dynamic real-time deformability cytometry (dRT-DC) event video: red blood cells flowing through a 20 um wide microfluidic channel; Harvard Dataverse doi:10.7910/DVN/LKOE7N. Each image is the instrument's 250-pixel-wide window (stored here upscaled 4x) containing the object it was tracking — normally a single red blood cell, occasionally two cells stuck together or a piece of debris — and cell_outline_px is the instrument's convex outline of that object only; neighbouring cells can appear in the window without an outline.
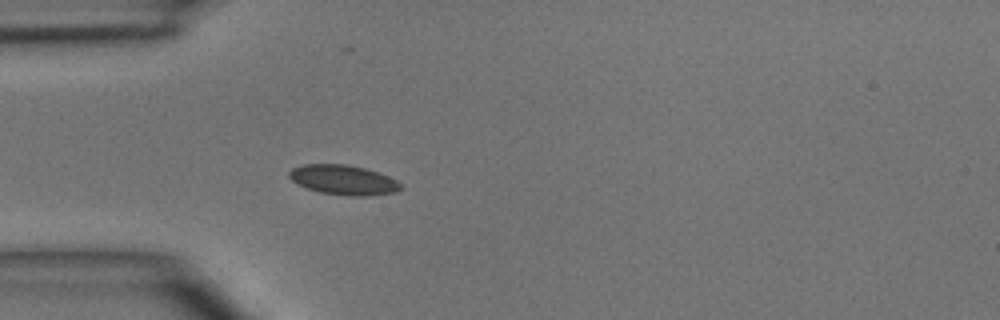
{"species": "common noctule bat (a hibernating species)", "species_latin": "Nyctalus noctula", "temperature_condition": "room temperature", "stored_images_in_passage": 1, "camera_frame_rate_fps": 3000, "um_per_image_px": 0.085, "animal": {"sex": "male", "body_mass_g": 15.6}, "frame": {"image": 1, "passage_image": 1, "time_ms": 0.0, "image_size_px": [1000, 320], "cell_outline_px": [[404, 188], [396, 192], [368, 196], [348, 196], [320, 192], [304, 188], [296, 184], [288, 176], [288, 172], [292, 168], [304, 164], [344, 164], [364, 168], [388, 176], [396, 180]], "centroid_in_image_um": [29.16, 15.3], "position_along_channel_um": 55.8, "area_um2": 19.48}}